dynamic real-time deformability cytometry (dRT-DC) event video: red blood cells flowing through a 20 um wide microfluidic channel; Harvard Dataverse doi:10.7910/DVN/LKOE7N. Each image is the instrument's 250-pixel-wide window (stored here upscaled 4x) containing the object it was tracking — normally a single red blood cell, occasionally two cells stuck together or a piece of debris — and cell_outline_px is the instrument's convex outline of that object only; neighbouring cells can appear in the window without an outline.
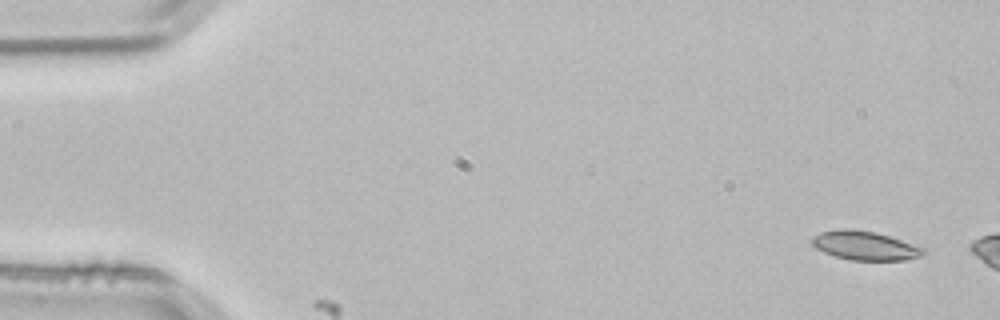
{"species": "common noctule bat (a hibernating species)", "species_latin": "Nyctalus noctula", "temperature_condition": "room temperature", "stored_images_in_passage": 2, "camera_frame_rate_fps": 3000, "um_per_image_px": 0.085, "animal": {"sex": "male", "body_mass_g": 21.5, "forearm_length_mm": 52.0}, "frame": {"image": 1, "passage_image": 1, "time_ms": 0.0, "image_size_px": [1000, 320], "cell_outline_px": [[928, 252], [920, 256], [904, 260], [852, 260], [836, 256], [824, 252], [816, 248], [812, 244], [812, 236], [820, 232], [836, 228], [852, 228], [876, 232], [924, 248]], "centroid_in_image_um": [73.49, 20.86], "position_along_channel_um": 11.5, "area_um2": 18.79}}